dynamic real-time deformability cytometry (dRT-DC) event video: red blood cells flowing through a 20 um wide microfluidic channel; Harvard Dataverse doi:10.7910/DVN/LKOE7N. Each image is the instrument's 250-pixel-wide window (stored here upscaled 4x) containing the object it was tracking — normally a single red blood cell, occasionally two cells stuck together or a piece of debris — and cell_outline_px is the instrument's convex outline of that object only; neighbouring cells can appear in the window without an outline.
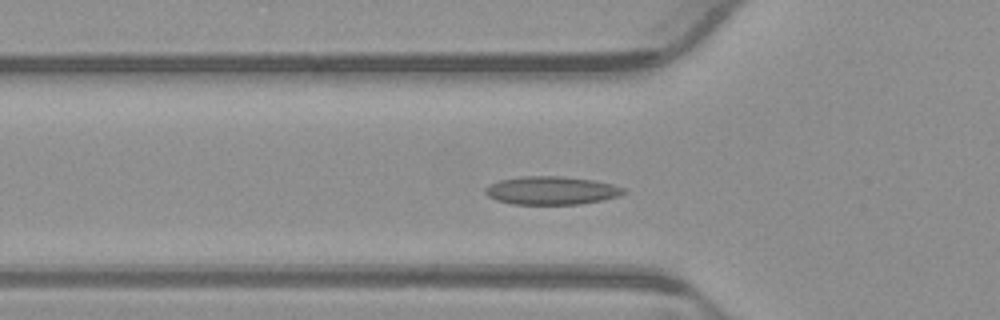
{"species": "common noctule bat (a hibernating species)", "species_latin": "Nyctalus noctula", "temperature_condition": "warm", "stored_images_in_passage": 53, "camera_frame_rate_fps": 3000, "um_per_image_px": 0.085, "animal": {"sex": "male", "body_mass_g": 23.1, "forearm_length_mm": 52.7}, "frame": {"image": 1, "passage_image": 17, "time_ms": 5.333, "image_size_px": [1000, 320], "cell_outline_px": [[628, 192], [620, 196], [580, 204], [512, 204], [496, 200], [488, 196], [484, 192], [484, 188], [500, 180], [520, 176], [564, 176], [592, 180], [612, 184], [624, 188]], "centroid_in_image_um": [46.88, 16.19], "position_along_channel_um": 78.9, "area_um2": 22.77}}
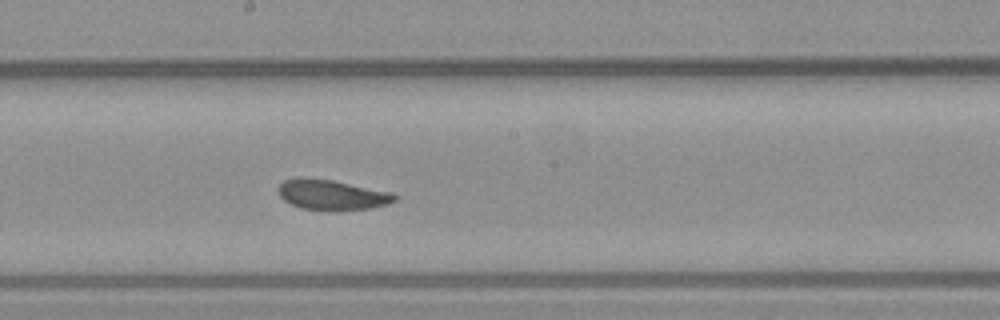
{"frame": {"image": 2, "passage_image": 28, "time_ms": 9.0, "image_size_px": [1000, 320], "cell_outline_px": [[396, 200], [388, 204], [372, 208], [336, 212], [328, 212], [300, 208], [284, 200], [280, 196], [280, 184], [284, 180], [296, 176], [300, 176], [332, 180], [392, 192], [396, 196]], "centroid_in_image_um": [28.21, 16.58], "position_along_channel_um": 220.0, "area_um2": 20.98}}
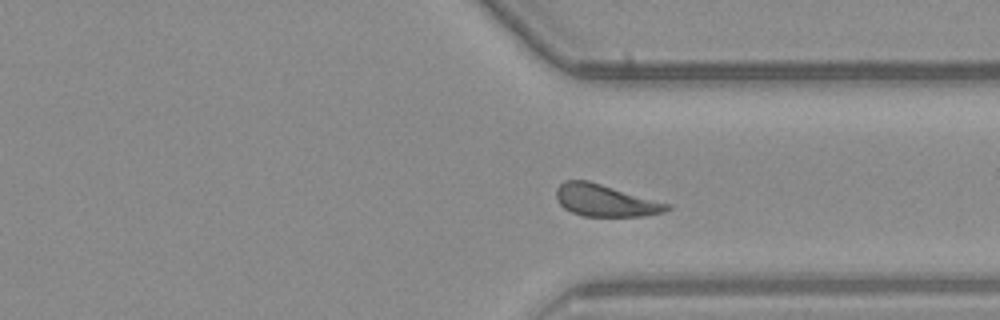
{"frame": {"image": 3, "passage_image": 39, "time_ms": 12.667, "image_size_px": [1000, 320], "cell_outline_px": [[672, 208], [664, 212], [644, 216], [584, 216], [572, 212], [564, 208], [556, 200], [556, 188], [564, 180], [588, 180], [668, 204]], "centroid_in_image_um": [51.4, 17.04], "position_along_channel_um": 360.0, "area_um2": 20.4}, "authors_computed_cell_mechanics": {"area_um2": 20.9236, "velocity_mm_per_s": 3.8176, "shape_relaxation_time_tau1_ms": 2.8775, "shape_relaxation_time_tau2_ms": 2.3986, "deformation_change_tau1": 0.0871, "deformation_change_tau2": 0.0775}}